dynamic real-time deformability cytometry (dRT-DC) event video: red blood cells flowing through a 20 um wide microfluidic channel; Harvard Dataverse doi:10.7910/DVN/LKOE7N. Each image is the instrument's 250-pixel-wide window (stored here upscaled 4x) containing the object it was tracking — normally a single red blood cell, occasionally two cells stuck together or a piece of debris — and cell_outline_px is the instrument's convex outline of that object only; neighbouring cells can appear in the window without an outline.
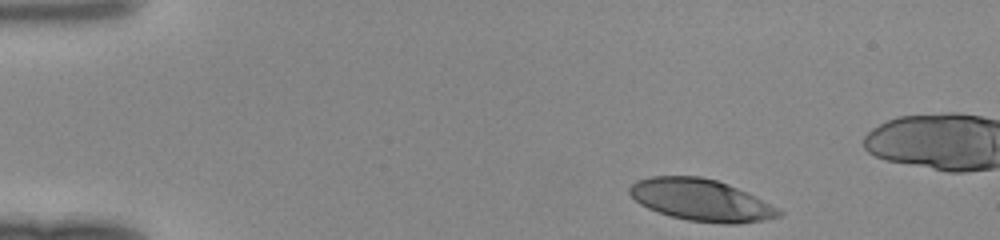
{"species": "human", "species_latin": "Homo sapiens", "temperature_condition": "room temperature", "stored_images_in_passage": 34, "camera_frame_rate_fps": 3000, "um_per_image_px": 0.085, "donor": {"sex": "female"}, "frame": {"image": 1, "passage_image": 1, "time_ms": 0.0, "image_size_px": [1000, 240], "cell_outline_px": [[784, 212], [780, 216], [764, 220], [736, 224], [724, 224], [688, 220], [672, 216], [648, 208], [640, 204], [628, 192], [628, 188], [636, 180], [648, 176], [700, 176], [716, 180], [728, 184], [748, 192]], "centroid_in_image_um": [59.58, 16.99], "position_along_channel_um": 25.4, "area_um2": 36.24}}
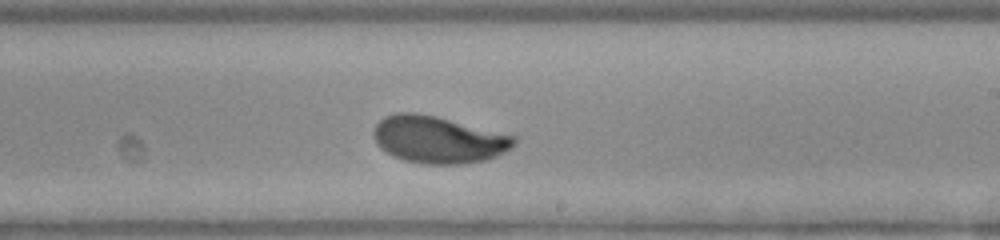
{"frame": {"image": 2, "passage_image": 23, "time_ms": 7.333, "image_size_px": [1000, 240], "cell_outline_px": [[516, 144], [512, 148], [496, 156], [484, 160], [460, 164], [420, 164], [404, 160], [392, 156], [380, 148], [376, 144], [372, 132], [376, 124], [384, 116], [396, 112], [416, 112], [436, 116], [516, 136]], "centroid_in_image_um": [37.22, 11.86], "position_along_channel_um": 251.8, "area_um2": 38.78}}
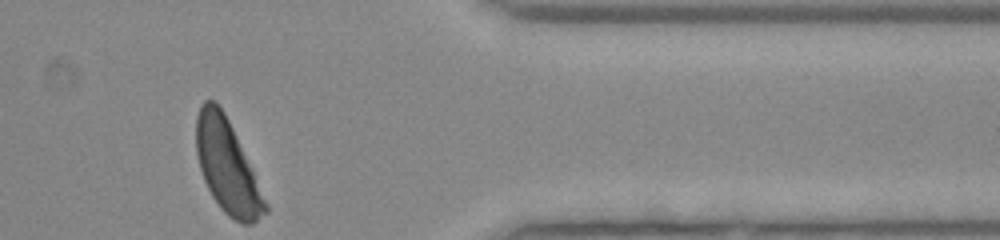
{"frame": {"image": 3, "passage_image": 34, "time_ms": 11.0, "image_size_px": [1000, 240], "cell_outline_px": [[268, 212], [252, 224], [240, 224], [228, 216], [220, 208], [212, 196], [204, 180], [200, 168], [196, 152], [196, 116], [200, 104], [204, 100], [212, 100], [224, 112], [232, 128], [268, 204]], "centroid_in_image_um": [19.3, 14.19], "position_along_channel_um": 392.1, "area_um2": 36.93}}